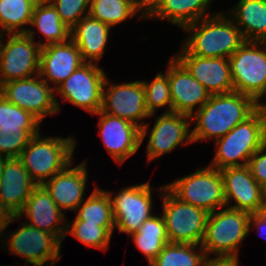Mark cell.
Returning <instances> with one entry per match:
<instances>
[{
  "label": "cell",
  "instance_id": "14",
  "mask_svg": "<svg viewBox=\"0 0 266 266\" xmlns=\"http://www.w3.org/2000/svg\"><path fill=\"white\" fill-rule=\"evenodd\" d=\"M9 248L34 266L56 263L59 258L61 242L51 233L25 223L10 234Z\"/></svg>",
  "mask_w": 266,
  "mask_h": 266
},
{
  "label": "cell",
  "instance_id": "6",
  "mask_svg": "<svg viewBox=\"0 0 266 266\" xmlns=\"http://www.w3.org/2000/svg\"><path fill=\"white\" fill-rule=\"evenodd\" d=\"M208 167L180 178L166 188L180 201L212 213L217 207L226 206V199L220 170Z\"/></svg>",
  "mask_w": 266,
  "mask_h": 266
},
{
  "label": "cell",
  "instance_id": "27",
  "mask_svg": "<svg viewBox=\"0 0 266 266\" xmlns=\"http://www.w3.org/2000/svg\"><path fill=\"white\" fill-rule=\"evenodd\" d=\"M31 24L36 26L47 40L42 47L64 43L71 38V29L62 22L51 2H39L35 5Z\"/></svg>",
  "mask_w": 266,
  "mask_h": 266
},
{
  "label": "cell",
  "instance_id": "2",
  "mask_svg": "<svg viewBox=\"0 0 266 266\" xmlns=\"http://www.w3.org/2000/svg\"><path fill=\"white\" fill-rule=\"evenodd\" d=\"M186 25L187 31H194L184 47L191 55L201 57L227 58L245 42L239 27L222 14ZM197 30V31H196Z\"/></svg>",
  "mask_w": 266,
  "mask_h": 266
},
{
  "label": "cell",
  "instance_id": "29",
  "mask_svg": "<svg viewBox=\"0 0 266 266\" xmlns=\"http://www.w3.org/2000/svg\"><path fill=\"white\" fill-rule=\"evenodd\" d=\"M39 0H0V26L6 34L27 33L23 25L31 24ZM18 29V30H17Z\"/></svg>",
  "mask_w": 266,
  "mask_h": 266
},
{
  "label": "cell",
  "instance_id": "26",
  "mask_svg": "<svg viewBox=\"0 0 266 266\" xmlns=\"http://www.w3.org/2000/svg\"><path fill=\"white\" fill-rule=\"evenodd\" d=\"M210 0H162L148 15L185 27L202 20Z\"/></svg>",
  "mask_w": 266,
  "mask_h": 266
},
{
  "label": "cell",
  "instance_id": "5",
  "mask_svg": "<svg viewBox=\"0 0 266 266\" xmlns=\"http://www.w3.org/2000/svg\"><path fill=\"white\" fill-rule=\"evenodd\" d=\"M215 212L209 213L201 247L207 256L215 252L218 256L237 257V246L253 224L250 223L251 214L229 207Z\"/></svg>",
  "mask_w": 266,
  "mask_h": 266
},
{
  "label": "cell",
  "instance_id": "37",
  "mask_svg": "<svg viewBox=\"0 0 266 266\" xmlns=\"http://www.w3.org/2000/svg\"><path fill=\"white\" fill-rule=\"evenodd\" d=\"M50 2L62 22L72 29L83 18L87 8L89 13L91 0H51Z\"/></svg>",
  "mask_w": 266,
  "mask_h": 266
},
{
  "label": "cell",
  "instance_id": "21",
  "mask_svg": "<svg viewBox=\"0 0 266 266\" xmlns=\"http://www.w3.org/2000/svg\"><path fill=\"white\" fill-rule=\"evenodd\" d=\"M85 61L79 48L70 38L69 42L55 43L40 49L39 75L48 83V79L56 85L66 80Z\"/></svg>",
  "mask_w": 266,
  "mask_h": 266
},
{
  "label": "cell",
  "instance_id": "43",
  "mask_svg": "<svg viewBox=\"0 0 266 266\" xmlns=\"http://www.w3.org/2000/svg\"><path fill=\"white\" fill-rule=\"evenodd\" d=\"M126 2L130 3L137 11L142 10L144 11V0H125Z\"/></svg>",
  "mask_w": 266,
  "mask_h": 266
},
{
  "label": "cell",
  "instance_id": "39",
  "mask_svg": "<svg viewBox=\"0 0 266 266\" xmlns=\"http://www.w3.org/2000/svg\"><path fill=\"white\" fill-rule=\"evenodd\" d=\"M204 259L203 266H238V256H217L216 258Z\"/></svg>",
  "mask_w": 266,
  "mask_h": 266
},
{
  "label": "cell",
  "instance_id": "35",
  "mask_svg": "<svg viewBox=\"0 0 266 266\" xmlns=\"http://www.w3.org/2000/svg\"><path fill=\"white\" fill-rule=\"evenodd\" d=\"M145 90V104L148 113L152 116L156 108L169 105L166 113L172 112V99L168 75L159 73L151 82L142 81Z\"/></svg>",
  "mask_w": 266,
  "mask_h": 266
},
{
  "label": "cell",
  "instance_id": "16",
  "mask_svg": "<svg viewBox=\"0 0 266 266\" xmlns=\"http://www.w3.org/2000/svg\"><path fill=\"white\" fill-rule=\"evenodd\" d=\"M181 51L175 58L211 95L234 92L227 58L191 55L184 47Z\"/></svg>",
  "mask_w": 266,
  "mask_h": 266
},
{
  "label": "cell",
  "instance_id": "28",
  "mask_svg": "<svg viewBox=\"0 0 266 266\" xmlns=\"http://www.w3.org/2000/svg\"><path fill=\"white\" fill-rule=\"evenodd\" d=\"M135 245L145 254L150 264L169 243L163 217L152 216L144 221L139 230L133 234Z\"/></svg>",
  "mask_w": 266,
  "mask_h": 266
},
{
  "label": "cell",
  "instance_id": "1",
  "mask_svg": "<svg viewBox=\"0 0 266 266\" xmlns=\"http://www.w3.org/2000/svg\"><path fill=\"white\" fill-rule=\"evenodd\" d=\"M258 108L259 104L253 98L239 92L212 94L208 101L198 108L194 118L191 116L197 121L196 127L191 131L192 141L209 137L220 139Z\"/></svg>",
  "mask_w": 266,
  "mask_h": 266
},
{
  "label": "cell",
  "instance_id": "38",
  "mask_svg": "<svg viewBox=\"0 0 266 266\" xmlns=\"http://www.w3.org/2000/svg\"><path fill=\"white\" fill-rule=\"evenodd\" d=\"M265 149L266 143L250 157L247 166L256 182L266 191V153H263Z\"/></svg>",
  "mask_w": 266,
  "mask_h": 266
},
{
  "label": "cell",
  "instance_id": "15",
  "mask_svg": "<svg viewBox=\"0 0 266 266\" xmlns=\"http://www.w3.org/2000/svg\"><path fill=\"white\" fill-rule=\"evenodd\" d=\"M224 181L226 205L230 198L236 201L229 208L255 214L266 206V191L251 175L249 167H228L220 170Z\"/></svg>",
  "mask_w": 266,
  "mask_h": 266
},
{
  "label": "cell",
  "instance_id": "36",
  "mask_svg": "<svg viewBox=\"0 0 266 266\" xmlns=\"http://www.w3.org/2000/svg\"><path fill=\"white\" fill-rule=\"evenodd\" d=\"M39 131H1L0 130V155L5 157H19L30 140Z\"/></svg>",
  "mask_w": 266,
  "mask_h": 266
},
{
  "label": "cell",
  "instance_id": "33",
  "mask_svg": "<svg viewBox=\"0 0 266 266\" xmlns=\"http://www.w3.org/2000/svg\"><path fill=\"white\" fill-rule=\"evenodd\" d=\"M136 12L125 0H91L89 14L112 27L134 16Z\"/></svg>",
  "mask_w": 266,
  "mask_h": 266
},
{
  "label": "cell",
  "instance_id": "44",
  "mask_svg": "<svg viewBox=\"0 0 266 266\" xmlns=\"http://www.w3.org/2000/svg\"><path fill=\"white\" fill-rule=\"evenodd\" d=\"M4 155H0V183H1V177H2V169L4 166L5 159L7 157H3Z\"/></svg>",
  "mask_w": 266,
  "mask_h": 266
},
{
  "label": "cell",
  "instance_id": "17",
  "mask_svg": "<svg viewBox=\"0 0 266 266\" xmlns=\"http://www.w3.org/2000/svg\"><path fill=\"white\" fill-rule=\"evenodd\" d=\"M36 186L18 157L6 158L0 183V207L10 216L19 215Z\"/></svg>",
  "mask_w": 266,
  "mask_h": 266
},
{
  "label": "cell",
  "instance_id": "31",
  "mask_svg": "<svg viewBox=\"0 0 266 266\" xmlns=\"http://www.w3.org/2000/svg\"><path fill=\"white\" fill-rule=\"evenodd\" d=\"M196 244L167 243L149 266H203L206 257L200 245V254L195 253Z\"/></svg>",
  "mask_w": 266,
  "mask_h": 266
},
{
  "label": "cell",
  "instance_id": "46",
  "mask_svg": "<svg viewBox=\"0 0 266 266\" xmlns=\"http://www.w3.org/2000/svg\"><path fill=\"white\" fill-rule=\"evenodd\" d=\"M40 2H50L51 0H39Z\"/></svg>",
  "mask_w": 266,
  "mask_h": 266
},
{
  "label": "cell",
  "instance_id": "34",
  "mask_svg": "<svg viewBox=\"0 0 266 266\" xmlns=\"http://www.w3.org/2000/svg\"><path fill=\"white\" fill-rule=\"evenodd\" d=\"M67 225L66 233L72 234L83 244L98 249H106L109 246L110 238L115 227H102L98 224L87 223L86 221H72Z\"/></svg>",
  "mask_w": 266,
  "mask_h": 266
},
{
  "label": "cell",
  "instance_id": "25",
  "mask_svg": "<svg viewBox=\"0 0 266 266\" xmlns=\"http://www.w3.org/2000/svg\"><path fill=\"white\" fill-rule=\"evenodd\" d=\"M232 13L245 41L266 42V0H239Z\"/></svg>",
  "mask_w": 266,
  "mask_h": 266
},
{
  "label": "cell",
  "instance_id": "13",
  "mask_svg": "<svg viewBox=\"0 0 266 266\" xmlns=\"http://www.w3.org/2000/svg\"><path fill=\"white\" fill-rule=\"evenodd\" d=\"M150 184L124 188L111 196L115 227L128 235L137 232L145 220L151 218L152 199Z\"/></svg>",
  "mask_w": 266,
  "mask_h": 266
},
{
  "label": "cell",
  "instance_id": "12",
  "mask_svg": "<svg viewBox=\"0 0 266 266\" xmlns=\"http://www.w3.org/2000/svg\"><path fill=\"white\" fill-rule=\"evenodd\" d=\"M101 111L115 117L132 122L141 129V143L147 134V125L143 118L150 117L145 104V90L142 81H134L119 85H111L102 96Z\"/></svg>",
  "mask_w": 266,
  "mask_h": 266
},
{
  "label": "cell",
  "instance_id": "11",
  "mask_svg": "<svg viewBox=\"0 0 266 266\" xmlns=\"http://www.w3.org/2000/svg\"><path fill=\"white\" fill-rule=\"evenodd\" d=\"M40 75L12 80L1 85V92L9 102L31 112L40 121L45 115L55 114L60 106L53 96L52 87Z\"/></svg>",
  "mask_w": 266,
  "mask_h": 266
},
{
  "label": "cell",
  "instance_id": "20",
  "mask_svg": "<svg viewBox=\"0 0 266 266\" xmlns=\"http://www.w3.org/2000/svg\"><path fill=\"white\" fill-rule=\"evenodd\" d=\"M191 116L177 112H164L157 118L150 133L147 158L149 161L173 150L187 138L186 143H192L188 120Z\"/></svg>",
  "mask_w": 266,
  "mask_h": 266
},
{
  "label": "cell",
  "instance_id": "40",
  "mask_svg": "<svg viewBox=\"0 0 266 266\" xmlns=\"http://www.w3.org/2000/svg\"><path fill=\"white\" fill-rule=\"evenodd\" d=\"M254 222L253 225H256V227L259 229H261L262 231L265 230L263 228L266 227V206L259 209L255 214H251L250 216V223ZM261 231V232H262ZM264 234V233H263Z\"/></svg>",
  "mask_w": 266,
  "mask_h": 266
},
{
  "label": "cell",
  "instance_id": "24",
  "mask_svg": "<svg viewBox=\"0 0 266 266\" xmlns=\"http://www.w3.org/2000/svg\"><path fill=\"white\" fill-rule=\"evenodd\" d=\"M72 29L71 39L79 48L84 61H98L107 43L110 26L92 17L88 12Z\"/></svg>",
  "mask_w": 266,
  "mask_h": 266
},
{
  "label": "cell",
  "instance_id": "22",
  "mask_svg": "<svg viewBox=\"0 0 266 266\" xmlns=\"http://www.w3.org/2000/svg\"><path fill=\"white\" fill-rule=\"evenodd\" d=\"M23 213L32 221L27 224L53 234L60 242L65 238L67 224L64 227L59 225V223L64 222V213L42 185H37L33 189L17 218H20ZM55 225L59 226L56 227Z\"/></svg>",
  "mask_w": 266,
  "mask_h": 266
},
{
  "label": "cell",
  "instance_id": "30",
  "mask_svg": "<svg viewBox=\"0 0 266 266\" xmlns=\"http://www.w3.org/2000/svg\"><path fill=\"white\" fill-rule=\"evenodd\" d=\"M75 221H86L102 227H115L110 193L95 188L89 198L82 204Z\"/></svg>",
  "mask_w": 266,
  "mask_h": 266
},
{
  "label": "cell",
  "instance_id": "45",
  "mask_svg": "<svg viewBox=\"0 0 266 266\" xmlns=\"http://www.w3.org/2000/svg\"><path fill=\"white\" fill-rule=\"evenodd\" d=\"M259 108L262 110L264 118H265V126H266V104H259Z\"/></svg>",
  "mask_w": 266,
  "mask_h": 266
},
{
  "label": "cell",
  "instance_id": "42",
  "mask_svg": "<svg viewBox=\"0 0 266 266\" xmlns=\"http://www.w3.org/2000/svg\"><path fill=\"white\" fill-rule=\"evenodd\" d=\"M162 0H144V12L147 16Z\"/></svg>",
  "mask_w": 266,
  "mask_h": 266
},
{
  "label": "cell",
  "instance_id": "10",
  "mask_svg": "<svg viewBox=\"0 0 266 266\" xmlns=\"http://www.w3.org/2000/svg\"><path fill=\"white\" fill-rule=\"evenodd\" d=\"M102 68L85 62L55 88L70 103L95 114L102 107L103 88L109 85Z\"/></svg>",
  "mask_w": 266,
  "mask_h": 266
},
{
  "label": "cell",
  "instance_id": "23",
  "mask_svg": "<svg viewBox=\"0 0 266 266\" xmlns=\"http://www.w3.org/2000/svg\"><path fill=\"white\" fill-rule=\"evenodd\" d=\"M86 163L55 174L42 184L60 209L77 210L82 204V196L87 181Z\"/></svg>",
  "mask_w": 266,
  "mask_h": 266
},
{
  "label": "cell",
  "instance_id": "32",
  "mask_svg": "<svg viewBox=\"0 0 266 266\" xmlns=\"http://www.w3.org/2000/svg\"><path fill=\"white\" fill-rule=\"evenodd\" d=\"M40 123L31 112L12 104L0 94L1 131H39Z\"/></svg>",
  "mask_w": 266,
  "mask_h": 266
},
{
  "label": "cell",
  "instance_id": "4",
  "mask_svg": "<svg viewBox=\"0 0 266 266\" xmlns=\"http://www.w3.org/2000/svg\"><path fill=\"white\" fill-rule=\"evenodd\" d=\"M75 140L72 138H42L36 134L19 155L31 179L42 185L71 164Z\"/></svg>",
  "mask_w": 266,
  "mask_h": 266
},
{
  "label": "cell",
  "instance_id": "9",
  "mask_svg": "<svg viewBox=\"0 0 266 266\" xmlns=\"http://www.w3.org/2000/svg\"><path fill=\"white\" fill-rule=\"evenodd\" d=\"M34 31L12 34L6 45L0 36V86L3 83L39 74L42 43H34ZM2 78V79H1Z\"/></svg>",
  "mask_w": 266,
  "mask_h": 266
},
{
  "label": "cell",
  "instance_id": "18",
  "mask_svg": "<svg viewBox=\"0 0 266 266\" xmlns=\"http://www.w3.org/2000/svg\"><path fill=\"white\" fill-rule=\"evenodd\" d=\"M170 84L172 112L193 116V108H201L209 99L210 93L174 57L169 61L166 73Z\"/></svg>",
  "mask_w": 266,
  "mask_h": 266
},
{
  "label": "cell",
  "instance_id": "3",
  "mask_svg": "<svg viewBox=\"0 0 266 266\" xmlns=\"http://www.w3.org/2000/svg\"><path fill=\"white\" fill-rule=\"evenodd\" d=\"M215 141L218 149L210 166L219 170L246 166L250 157L266 143V126L262 110L258 108L250 117ZM238 160L244 162L240 163Z\"/></svg>",
  "mask_w": 266,
  "mask_h": 266
},
{
  "label": "cell",
  "instance_id": "41",
  "mask_svg": "<svg viewBox=\"0 0 266 266\" xmlns=\"http://www.w3.org/2000/svg\"><path fill=\"white\" fill-rule=\"evenodd\" d=\"M17 219L16 216H10L3 208L0 207V232L5 229L12 220ZM1 234V233H0Z\"/></svg>",
  "mask_w": 266,
  "mask_h": 266
},
{
  "label": "cell",
  "instance_id": "19",
  "mask_svg": "<svg viewBox=\"0 0 266 266\" xmlns=\"http://www.w3.org/2000/svg\"><path fill=\"white\" fill-rule=\"evenodd\" d=\"M95 114L101 115L99 128L102 140L118 163L137 152L141 145V129L137 125L101 110Z\"/></svg>",
  "mask_w": 266,
  "mask_h": 266
},
{
  "label": "cell",
  "instance_id": "7",
  "mask_svg": "<svg viewBox=\"0 0 266 266\" xmlns=\"http://www.w3.org/2000/svg\"><path fill=\"white\" fill-rule=\"evenodd\" d=\"M262 44L265 49L258 50ZM228 60L234 91L260 104L266 93V42L245 41Z\"/></svg>",
  "mask_w": 266,
  "mask_h": 266
},
{
  "label": "cell",
  "instance_id": "8",
  "mask_svg": "<svg viewBox=\"0 0 266 266\" xmlns=\"http://www.w3.org/2000/svg\"><path fill=\"white\" fill-rule=\"evenodd\" d=\"M168 191L162 195L163 220L167 229L170 243H202L209 213L205 210L184 203L175 197L166 186L161 187Z\"/></svg>",
  "mask_w": 266,
  "mask_h": 266
}]
</instances>
